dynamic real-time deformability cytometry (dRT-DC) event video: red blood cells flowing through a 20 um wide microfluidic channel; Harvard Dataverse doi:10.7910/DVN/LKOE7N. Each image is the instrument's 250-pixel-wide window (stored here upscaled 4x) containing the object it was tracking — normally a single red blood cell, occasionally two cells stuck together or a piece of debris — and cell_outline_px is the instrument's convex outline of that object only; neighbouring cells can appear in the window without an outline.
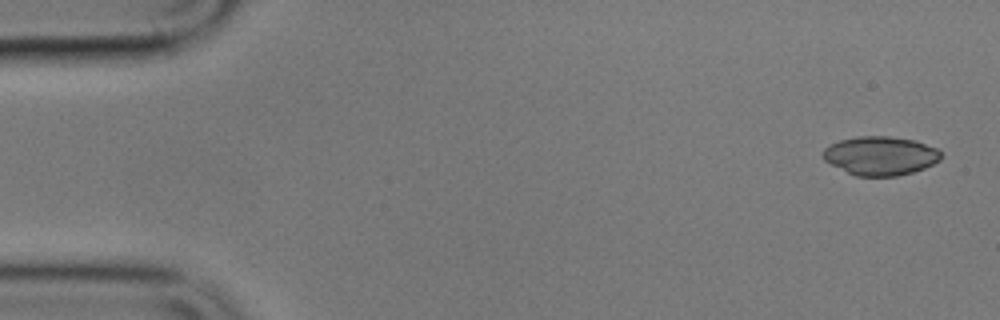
{"species": "common noctule bat (a hibernating species)", "species_latin": "Nyctalus noctula", "temperature_condition": "cold", "stored_images_in_passage": 4, "camera_frame_rate_fps": 3000, "um_per_image_px": 0.085, "animal": {"sex": "male", "body_mass_g": 17.9}, "frame": {"image": 1, "passage_image": 1, "time_ms": 0.0, "image_size_px": [1000, 320], "cell_outline_px": [[940, 160], [924, 168], [912, 172], [896, 176], [856, 176], [824, 160], [824, 148], [840, 140], [856, 136], [888, 136], [916, 140], [936, 148], [940, 152]], "centroid_in_image_um": [74.85, 13.23], "position_along_channel_um": 10.2, "area_um2": 26.41}}